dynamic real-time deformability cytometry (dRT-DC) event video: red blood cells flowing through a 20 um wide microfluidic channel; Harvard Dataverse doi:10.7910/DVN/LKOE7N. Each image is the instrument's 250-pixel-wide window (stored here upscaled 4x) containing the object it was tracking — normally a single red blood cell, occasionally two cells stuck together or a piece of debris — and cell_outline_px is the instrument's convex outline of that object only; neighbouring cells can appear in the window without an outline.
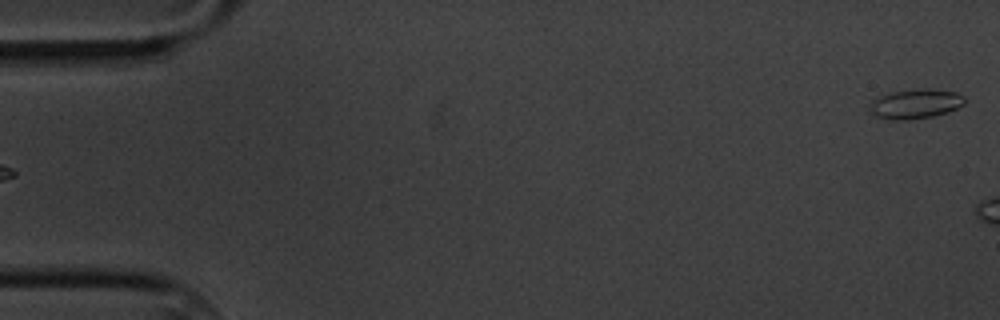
{"species": "common noctule bat (a hibernating species)", "species_latin": "Nyctalus noctula", "temperature_condition": "cold", "stored_images_in_passage": 6, "segment_of_instrument_passage": [2, 2], "camera_frame_rate_fps": 3000, "um_per_image_px": 0.085, "animal": {"sex": "male", "body_mass_g": 20.1, "forearm_length_mm": 53.5}, "frame": {"image": 1, "passage_image": 6, "time_ms": 6.333, "image_size_px": [1000, 320], "cell_outline_px": [[964, 104], [948, 112], [932, 116], [908, 120], [888, 120], [876, 116], [868, 108], [868, 104], [872, 100], [880, 96], [892, 92], [920, 88], [928, 88], [956, 92], [964, 96]], "centroid_in_image_um": [77.79, 8.83], "position_along_channel_um": 7.2, "area_um2": 16.47}}